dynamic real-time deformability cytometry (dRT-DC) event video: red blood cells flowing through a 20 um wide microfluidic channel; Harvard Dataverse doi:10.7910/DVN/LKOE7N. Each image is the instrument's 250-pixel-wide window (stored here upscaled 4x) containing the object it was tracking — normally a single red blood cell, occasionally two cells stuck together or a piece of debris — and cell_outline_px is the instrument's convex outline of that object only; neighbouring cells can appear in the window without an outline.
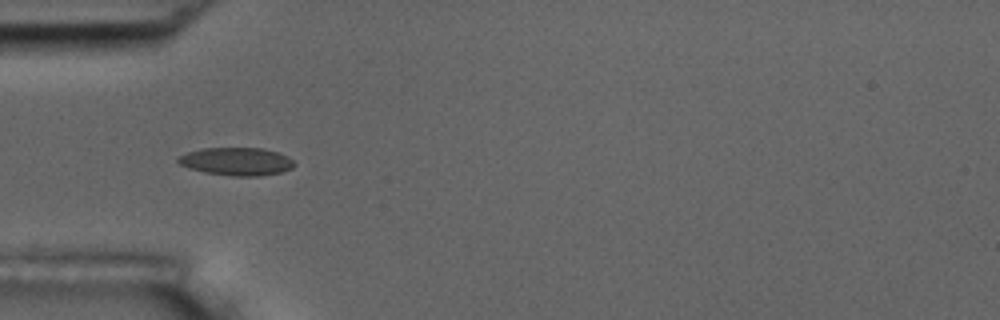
{"species": "common noctule bat (a hibernating species)", "species_latin": "Nyctalus noctula", "temperature_condition": "room temperature", "stored_images_in_passage": 7, "camera_frame_rate_fps": 3000, "um_per_image_px": 0.085, "animal": {"sex": "male", "body_mass_g": 17.5, "forearm_length_mm": 52.3}, "frame": {"image": 1, "passage_image": 6, "time_ms": 5.667, "image_size_px": [1000, 320], "cell_outline_px": [[296, 164], [292, 168], [280, 172], [256, 176], [232, 176], [204, 172], [188, 168], [180, 164], [176, 160], [176, 156], [200, 148], [264, 148], [288, 156]], "centroid_in_image_um": [20.07, 13.72], "position_along_channel_um": 64.9, "area_um2": 18.96}}